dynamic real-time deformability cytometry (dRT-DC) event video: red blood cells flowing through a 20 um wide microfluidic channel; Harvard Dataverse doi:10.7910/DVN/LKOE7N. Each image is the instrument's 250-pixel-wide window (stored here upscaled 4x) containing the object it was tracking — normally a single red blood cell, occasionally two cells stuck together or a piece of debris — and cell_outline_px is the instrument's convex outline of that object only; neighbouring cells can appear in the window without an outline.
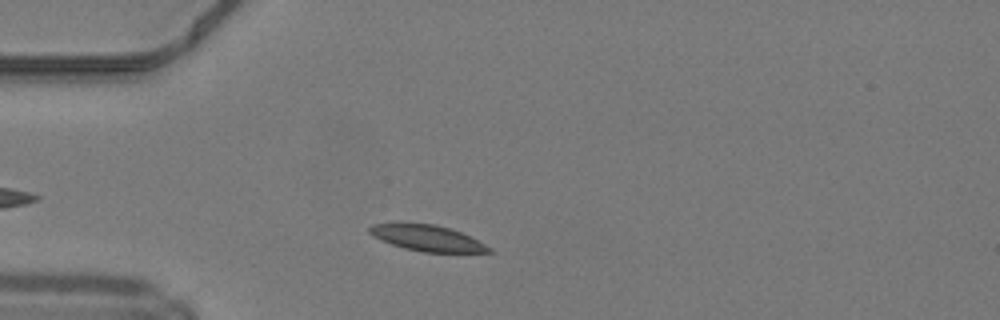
{"species": "common noctule bat (a hibernating species)", "species_latin": "Nyctalus noctula", "temperature_condition": "warm", "stored_images_in_passage": 37, "camera_frame_rate_fps": 3000, "um_per_image_px": 0.085, "animal": {"sex": "male", "body_mass_g": 19.2, "forearm_length_mm": 51.8}, "frame": {"image": 1, "passage_image": 4, "time_ms": 1.0, "image_size_px": [1000, 320], "cell_outline_px": [[492, 252], [424, 252], [404, 248], [380, 240], [372, 236], [368, 232], [368, 228], [372, 224], [400, 220], [436, 224], [460, 232], [492, 248]], "centroid_in_image_um": [36.18, 20.18], "position_along_channel_um": 48.8, "area_um2": 18.55}}
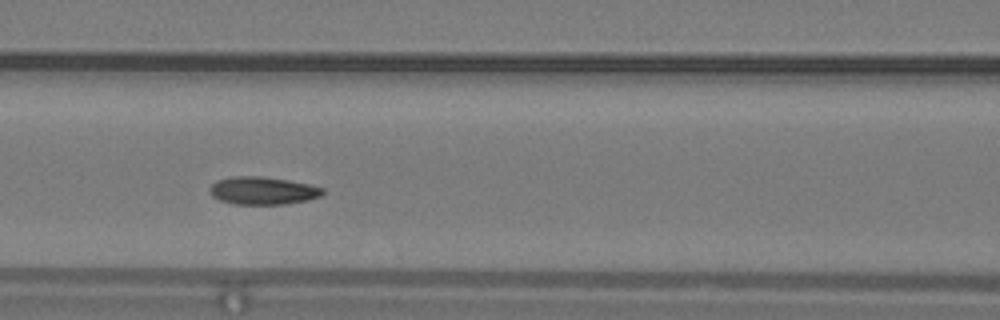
{"frame": {"image": 2, "passage_image": 12, "time_ms": 3.667, "image_size_px": [1000, 320], "cell_outline_px": [[324, 192], [320, 196], [308, 200], [284, 204], [236, 204], [220, 200], [212, 196], [212, 184], [216, 180], [232, 176], [260, 176], [288, 180], [308, 184], [324, 188]], "centroid_in_image_um": [22.36, 16.2], "position_along_channel_um": 144.2, "area_um2": 18.09}}
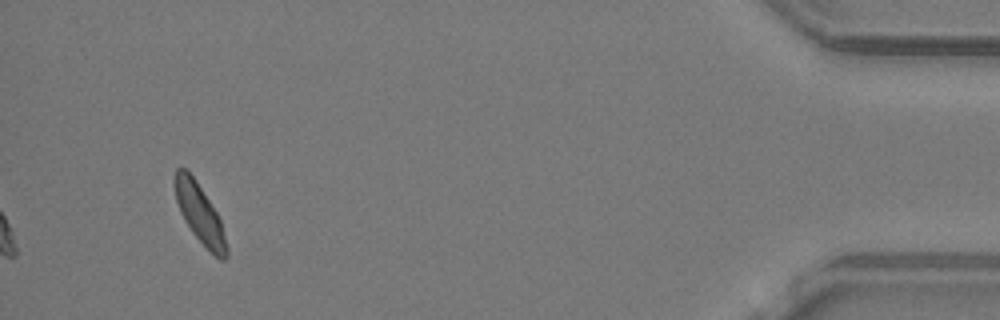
{"frame": {"image": 3, "passage_image": 37, "time_ms": 12.0, "image_size_px": [1000, 320], "cell_outline_px": [[228, 256], [224, 260], [220, 260], [192, 232], [184, 220], [180, 212], [176, 200], [176, 168], [184, 168], [196, 180], [216, 212], [220, 220], [228, 248]], "centroid_in_image_um": [17.0, 18.19], "position_along_channel_um": 418.2, "area_um2": 17.11}, "authors_computed_cell_mechanics": {"area_um2": 18.0914, "velocity_mm_per_s": 4.1783, "shape_relaxation_time_tau1_ms": 6.7429, "shape_relaxation_time_tau2_ms": 2.0038, "deformation_change_tau1": 0.1462, "deformation_change_tau2": 0.0583}}